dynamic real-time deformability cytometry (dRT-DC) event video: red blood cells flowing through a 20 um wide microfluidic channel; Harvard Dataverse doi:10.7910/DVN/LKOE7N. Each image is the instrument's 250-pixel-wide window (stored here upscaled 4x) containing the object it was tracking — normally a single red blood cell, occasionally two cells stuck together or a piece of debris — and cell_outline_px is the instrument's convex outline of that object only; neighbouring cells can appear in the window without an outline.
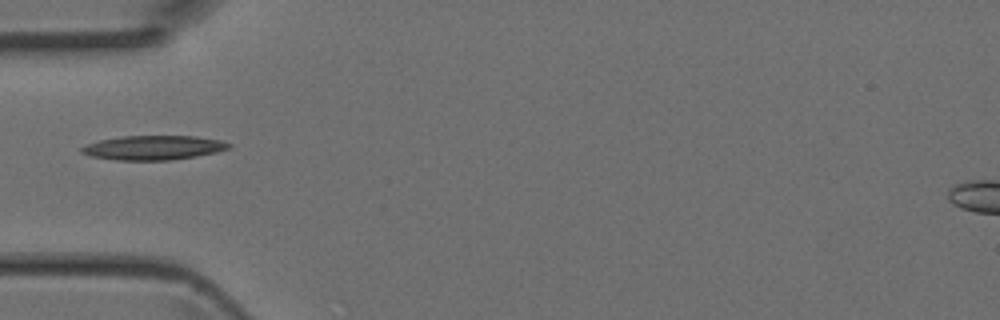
{"species": "Egyptian fruit bat (a non-hibernating species)", "species_latin": "Rousettus aegyptiacus", "temperature_condition": "room temperature", "stored_images_in_passage": 3, "camera_frame_rate_fps": 3000, "um_per_image_px": 0.085, "animal": {"sex": "female"}, "frame": {"image": 1, "passage_image": 3, "time_ms": 0.667, "image_size_px": [1000, 320], "cell_outline_px": [[232, 144], [228, 148], [216, 152], [196, 156], [172, 160], [116, 160], [92, 156], [80, 152], [80, 148], [88, 144], [100, 140], [124, 136], [196, 136], [220, 140]], "centroid_in_image_um": [13.05, 12.55], "position_along_channel_um": 72.0, "area_um2": 20.69}}